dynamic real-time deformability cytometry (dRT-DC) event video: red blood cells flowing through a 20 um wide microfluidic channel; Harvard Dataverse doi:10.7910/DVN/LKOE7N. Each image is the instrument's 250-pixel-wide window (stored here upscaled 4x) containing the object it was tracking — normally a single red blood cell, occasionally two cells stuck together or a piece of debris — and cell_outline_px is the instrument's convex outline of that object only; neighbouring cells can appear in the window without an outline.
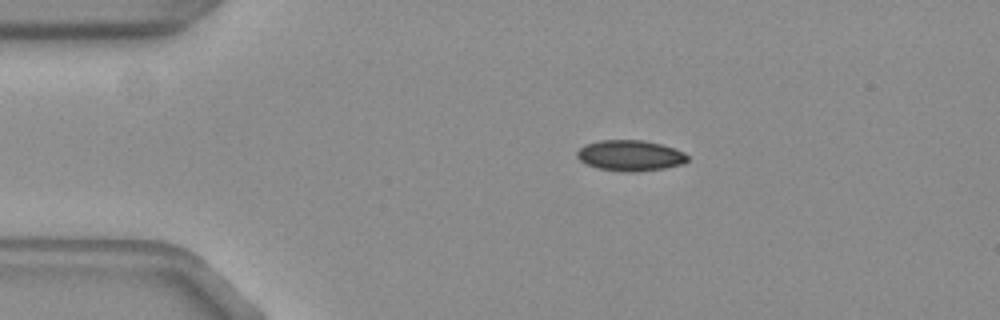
{"species": "common noctule bat (a hibernating species)", "species_latin": "Nyctalus noctula", "temperature_condition": "warm", "stored_images_in_passage": 38, "camera_frame_rate_fps": 3000, "um_per_image_px": 0.085, "animal": {"sex": "female", "body_mass_g": 19.3, "forearm_length_mm": 54.1}, "frame": {"image": 1, "passage_image": 1, "time_ms": 0.0, "image_size_px": [1000, 320], "cell_outline_px": [[688, 160], [684, 164], [664, 168], [640, 172], [620, 172], [596, 168], [580, 160], [576, 156], [576, 152], [580, 148], [588, 144], [604, 140], [640, 140], [660, 144], [684, 152], [688, 156]], "centroid_in_image_um": [53.58, 13.24], "position_along_channel_um": 31.4, "area_um2": 19.77}}
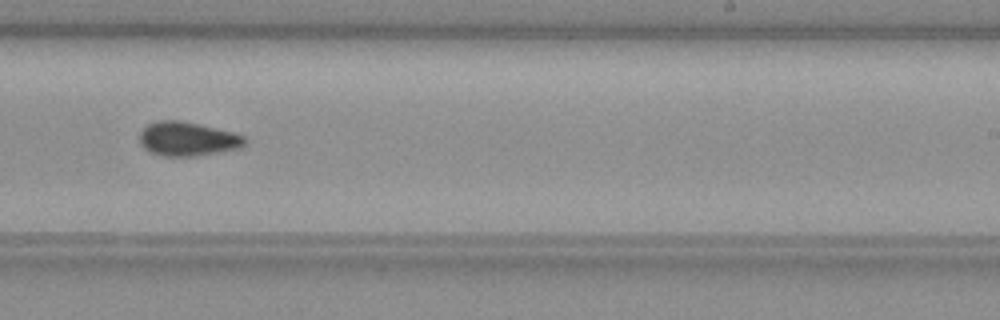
{"frame": {"image": 2, "passage_image": 24, "time_ms": 7.667, "image_size_px": [1000, 320], "cell_outline_px": [[248, 140], [244, 144], [236, 148], [196, 156], [160, 156], [148, 152], [140, 144], [140, 132], [148, 124], [156, 120], [180, 120], [232, 132], [244, 136]], "centroid_in_image_um": [15.88, 11.81], "position_along_channel_um": 273.1, "area_um2": 20.75}}
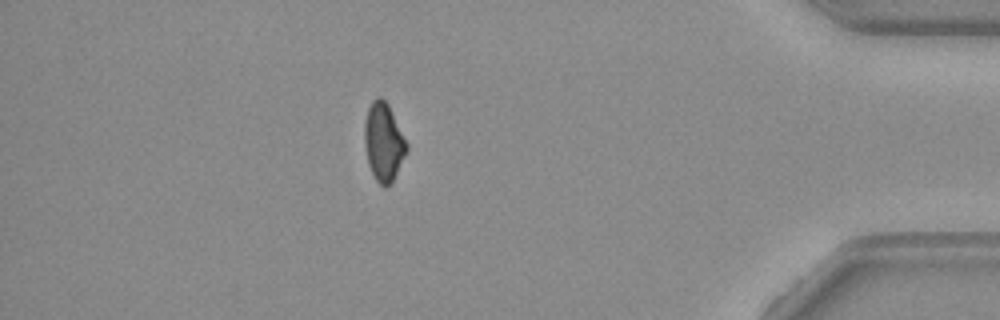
{"frame": {"image": 3, "passage_image": 38, "time_ms": 12.333, "image_size_px": [1000, 320], "cell_outline_px": [[408, 148], [392, 180], [384, 188], [376, 180], [368, 164], [364, 144], [364, 120], [368, 108], [372, 100], [376, 96], [380, 96], [388, 104], [408, 144]], "centroid_in_image_um": [32.58, 12.02], "position_along_channel_um": 402.6, "area_um2": 19.02}, "authors_computed_cell_mechanics": {"area_um2": 20.4901, "velocity_mm_per_s": 3.7624, "shape_relaxation_time_tau1_ms": 7.2775, "shape_relaxation_time_tau2_ms": 8.4271, "deformation_change_tau1": 0.1388, "deformation_change_tau2": 0.1195}}